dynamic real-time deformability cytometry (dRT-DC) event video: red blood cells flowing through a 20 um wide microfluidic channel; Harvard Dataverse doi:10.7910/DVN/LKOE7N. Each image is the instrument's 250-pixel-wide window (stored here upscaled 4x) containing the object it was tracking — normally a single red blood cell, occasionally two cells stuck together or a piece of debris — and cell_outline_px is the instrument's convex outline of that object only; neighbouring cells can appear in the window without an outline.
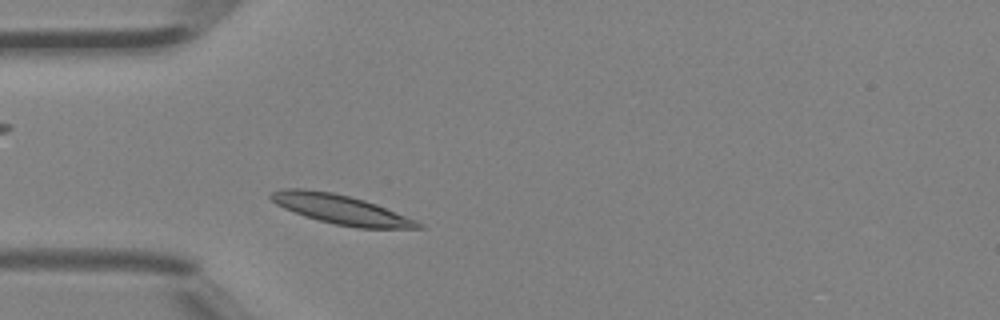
{"species": "Egyptian fruit bat (a non-hibernating species)", "species_latin": "Rousettus aegyptiacus", "temperature_condition": "room temperature", "stored_images_in_passage": 38, "camera_frame_rate_fps": 3000, "um_per_image_px": 0.085, "animal": {"sex": "female"}, "frame": {"image": 1, "passage_image": 13, "time_ms": 4.0, "image_size_px": [1000, 320], "cell_outline_px": [[424, 228], [356, 228], [336, 224], [304, 216], [284, 208], [276, 204], [268, 196], [272, 192], [284, 188], [304, 188], [332, 192], [364, 200], [376, 204], [416, 220], [424, 224]], "centroid_in_image_um": [28.97, 17.8], "position_along_channel_um": 56.0, "area_um2": 25.03}}
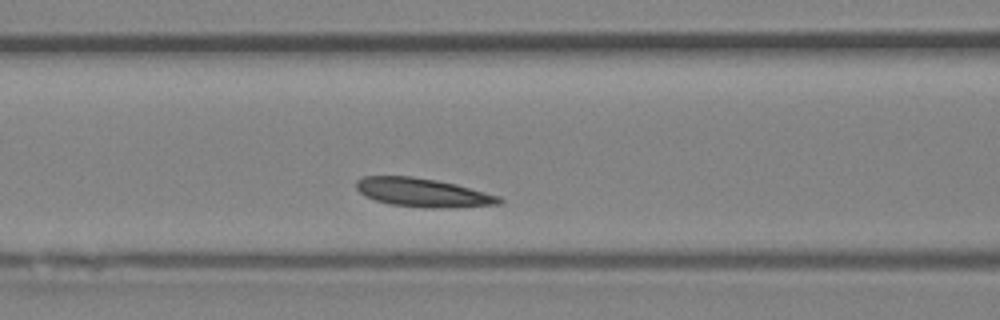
{"frame": {"image": 2, "passage_image": 19, "time_ms": 6.0, "image_size_px": [1000, 320], "cell_outline_px": [[504, 200], [500, 204], [440, 208], [424, 208], [388, 204], [364, 196], [356, 188], [356, 180], [364, 176], [412, 176], [436, 180], [456, 184], [500, 196]], "centroid_in_image_um": [35.92, 16.37], "position_along_channel_um": 130.7, "area_um2": 23.93}}
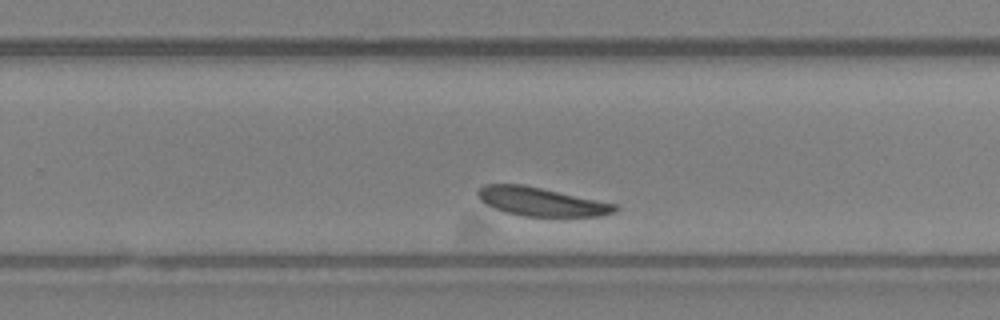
{"frame": {"image": 3, "passage_image": 30, "time_ms": 9.667, "image_size_px": [1000, 320], "cell_outline_px": [[620, 208], [616, 212], [600, 216], [520, 216], [504, 212], [480, 200], [476, 192], [484, 184], [524, 184], [616, 204]], "centroid_in_image_um": [46.01, 17.14], "position_along_channel_um": 283.8, "area_um2": 22.83}}